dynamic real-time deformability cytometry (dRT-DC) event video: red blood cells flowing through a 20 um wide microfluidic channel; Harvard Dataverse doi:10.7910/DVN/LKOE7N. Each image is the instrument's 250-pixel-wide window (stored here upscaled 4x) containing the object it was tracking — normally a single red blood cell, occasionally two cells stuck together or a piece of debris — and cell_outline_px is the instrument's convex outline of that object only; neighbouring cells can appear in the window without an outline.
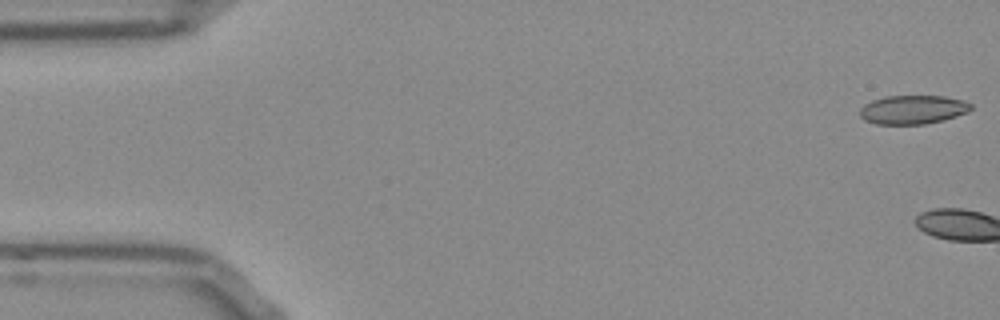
{"species": "Egyptian fruit bat (a non-hibernating species)", "species_latin": "Rousettus aegyptiacus", "temperature_condition": "room temperature", "stored_images_in_passage": 3, "camera_frame_rate_fps": 3000, "um_per_image_px": 0.085, "frame": {"image": 1, "passage_image": 1, "time_ms": 0.0, "image_size_px": [1000, 320], "cell_outline_px": [[972, 108], [968, 112], [944, 120], [924, 124], [876, 124], [864, 120], [860, 116], [860, 108], [864, 104], [872, 100], [884, 96], [944, 96], [964, 100], [972, 104]], "centroid_in_image_um": [77.59, 9.31], "position_along_channel_um": 7.4, "area_um2": 18.79}}